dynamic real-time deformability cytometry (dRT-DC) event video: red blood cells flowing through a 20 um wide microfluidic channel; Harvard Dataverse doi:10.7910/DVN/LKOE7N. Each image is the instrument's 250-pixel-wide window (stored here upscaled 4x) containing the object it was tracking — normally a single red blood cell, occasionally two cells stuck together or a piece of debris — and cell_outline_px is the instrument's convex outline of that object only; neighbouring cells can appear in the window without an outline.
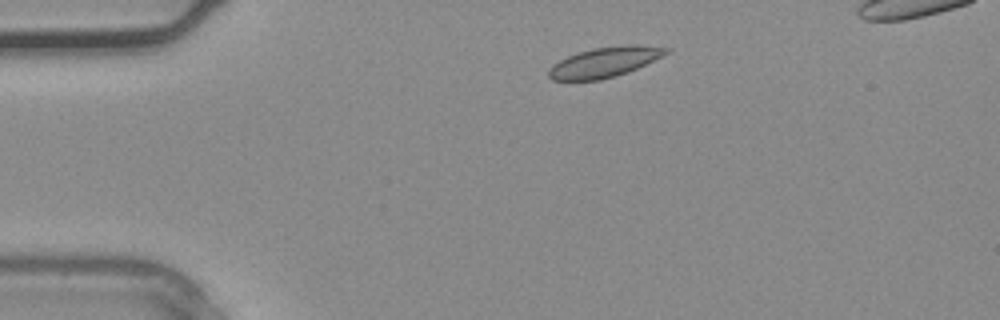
{"species": "common noctule bat (a hibernating species)", "species_latin": "Nyctalus noctula", "temperature_condition": "warm", "stored_images_in_passage": 30, "camera_frame_rate_fps": 3000, "um_per_image_px": 0.085, "animal": {"sex": "male", "body_mass_g": 20.4}, "frame": {"image": 1, "passage_image": 1, "time_ms": 0.0, "image_size_px": [1000, 320], "cell_outline_px": [[672, 48], [668, 52], [628, 72], [616, 76], [600, 80], [552, 80], [548, 76], [548, 68], [552, 64], [568, 56], [592, 48], [628, 44], [632, 44]], "centroid_in_image_um": [51.35, 5.28], "position_along_channel_um": 33.7, "area_um2": 20.4}}